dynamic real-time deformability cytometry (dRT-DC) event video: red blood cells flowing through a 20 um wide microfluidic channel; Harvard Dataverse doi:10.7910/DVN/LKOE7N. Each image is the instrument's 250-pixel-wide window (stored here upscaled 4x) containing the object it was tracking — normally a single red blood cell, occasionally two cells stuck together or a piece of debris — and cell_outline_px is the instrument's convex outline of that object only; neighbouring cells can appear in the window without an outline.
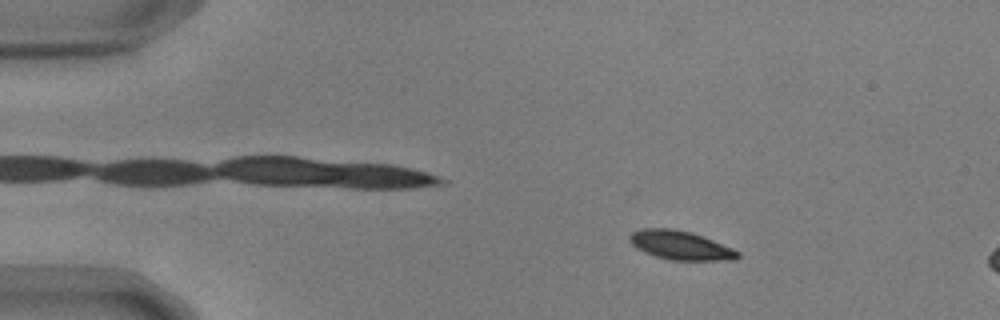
{"species": "common noctule bat (a hibernating species)", "species_latin": "Nyctalus noctula", "temperature_condition": "warm", "stored_images_in_passage": 15, "camera_frame_rate_fps": 3000, "um_per_image_px": 0.085, "animal": {"sex": "male", "body_mass_g": 17.9, "forearm_length_mm": 54.2}, "frame": {"image": 1, "passage_image": 9, "time_ms": 2.667, "image_size_px": [1000, 320], "cell_outline_px": [[740, 256], [736, 260], [672, 260], [656, 256], [644, 252], [636, 248], [628, 240], [628, 236], [632, 232], [640, 228], [672, 228], [692, 232], [732, 248], [740, 252]], "centroid_in_image_um": [57.81, 20.84], "position_along_channel_um": 27.2, "area_um2": 18.26}}